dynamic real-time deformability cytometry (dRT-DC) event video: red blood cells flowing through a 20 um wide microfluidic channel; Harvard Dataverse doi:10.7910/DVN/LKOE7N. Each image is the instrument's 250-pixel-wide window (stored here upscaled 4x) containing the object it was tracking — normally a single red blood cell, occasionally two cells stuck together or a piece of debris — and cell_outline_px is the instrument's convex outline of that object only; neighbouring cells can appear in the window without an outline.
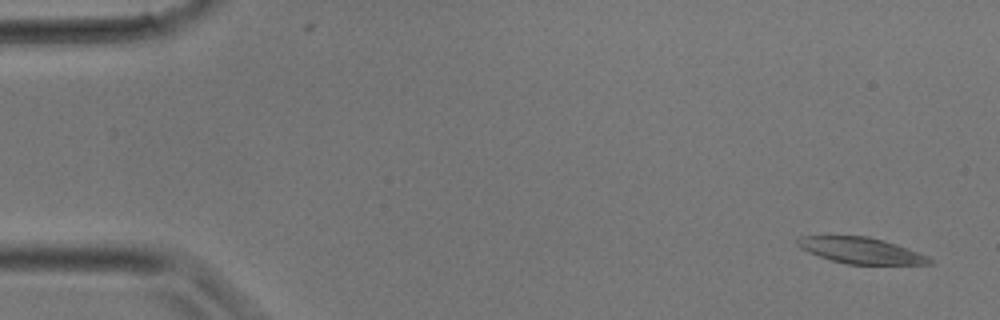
{"species": "common noctule bat (a hibernating species)", "species_latin": "Nyctalus noctula", "temperature_condition": "room temperature", "stored_images_in_passage": 4, "camera_frame_rate_fps": 3000, "um_per_image_px": 0.085, "animal": {"sex": "male", "body_mass_g": 17.9}, "frame": {"image": 1, "passage_image": 1, "time_ms": 0.0, "image_size_px": [1000, 320], "cell_outline_px": [[936, 264], [848, 264], [832, 260], [808, 252], [800, 248], [796, 244], [796, 240], [800, 236], [868, 236], [884, 240], [896, 244], [928, 256]], "centroid_in_image_um": [73.18, 21.29], "position_along_channel_um": 11.8, "area_um2": 19.94}}